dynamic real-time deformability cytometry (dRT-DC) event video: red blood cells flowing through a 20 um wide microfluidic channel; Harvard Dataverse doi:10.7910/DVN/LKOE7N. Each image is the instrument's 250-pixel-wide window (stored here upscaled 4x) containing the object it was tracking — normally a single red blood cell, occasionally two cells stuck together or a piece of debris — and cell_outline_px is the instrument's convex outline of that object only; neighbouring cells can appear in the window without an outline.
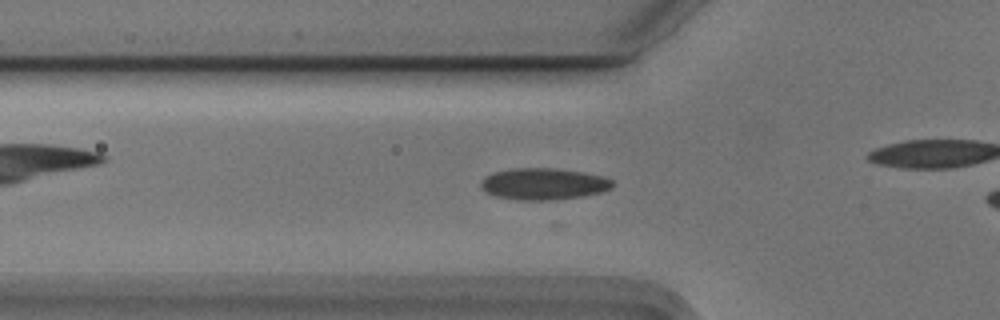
{"species": "Egyptian fruit bat (a non-hibernating species)", "species_latin": "Rousettus aegyptiacus", "temperature_condition": "cold", "stored_images_in_passage": 11, "camera_frame_rate_fps": 3000, "um_per_image_px": 0.085, "animal": {"sex": "male"}, "frame": {"image": 1, "passage_image": 2, "time_ms": 0.333, "image_size_px": [1000, 320], "cell_outline_px": [[616, 184], [612, 188], [600, 192], [584, 196], [548, 200], [516, 200], [496, 196], [484, 192], [480, 188], [480, 180], [484, 176], [496, 172], [516, 168], [552, 168], [584, 172], [604, 176], [612, 180]], "centroid_in_image_um": [46.2, 15.63], "position_along_channel_um": 79.6, "area_um2": 24.45}}
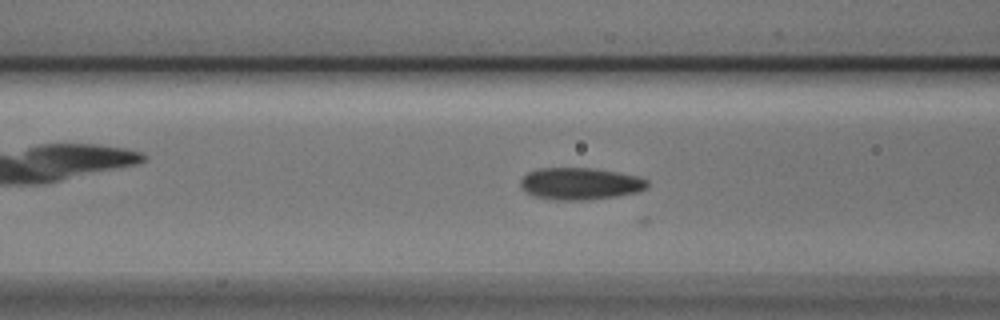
{"frame": {"image": 2, "passage_image": 5, "time_ms": 1.333, "image_size_px": [1000, 320], "cell_outline_px": [[648, 188], [636, 192], [616, 196], [584, 200], [556, 200], [532, 196], [520, 184], [520, 180], [528, 172], [536, 168], [592, 168], [620, 172], [640, 176], [648, 180]], "centroid_in_image_um": [49.34, 15.6], "position_along_channel_um": 117.3, "area_um2": 23.76}}
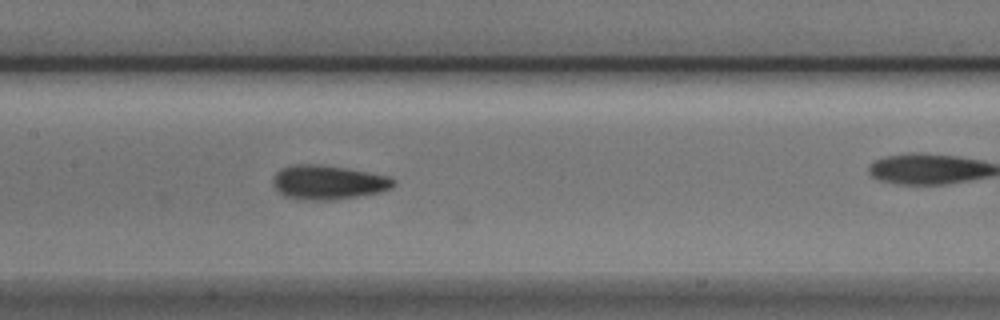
{"frame": {"image": 3, "passage_image": 10, "time_ms": 3.0, "image_size_px": [1000, 320], "cell_outline_px": [[396, 184], [392, 188], [380, 192], [332, 200], [300, 200], [284, 196], [272, 184], [272, 176], [280, 168], [292, 164], [316, 164], [344, 168], [368, 172], [388, 176], [396, 180]], "centroid_in_image_um": [27.86, 15.5], "position_along_channel_um": 179.5, "area_um2": 24.16}}